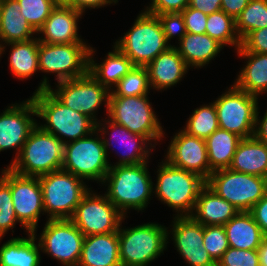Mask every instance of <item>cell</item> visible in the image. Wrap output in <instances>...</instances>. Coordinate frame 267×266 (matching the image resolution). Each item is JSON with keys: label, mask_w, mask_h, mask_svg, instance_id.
<instances>
[{"label": "cell", "mask_w": 267, "mask_h": 266, "mask_svg": "<svg viewBox=\"0 0 267 266\" xmlns=\"http://www.w3.org/2000/svg\"><path fill=\"white\" fill-rule=\"evenodd\" d=\"M188 7L209 15L221 10V0H189Z\"/></svg>", "instance_id": "48"}, {"label": "cell", "mask_w": 267, "mask_h": 266, "mask_svg": "<svg viewBox=\"0 0 267 266\" xmlns=\"http://www.w3.org/2000/svg\"><path fill=\"white\" fill-rule=\"evenodd\" d=\"M109 163L97 129L87 137L64 144L62 169L83 180L101 184L110 169Z\"/></svg>", "instance_id": "10"}, {"label": "cell", "mask_w": 267, "mask_h": 266, "mask_svg": "<svg viewBox=\"0 0 267 266\" xmlns=\"http://www.w3.org/2000/svg\"><path fill=\"white\" fill-rule=\"evenodd\" d=\"M250 0H221V10L236 19Z\"/></svg>", "instance_id": "49"}, {"label": "cell", "mask_w": 267, "mask_h": 266, "mask_svg": "<svg viewBox=\"0 0 267 266\" xmlns=\"http://www.w3.org/2000/svg\"><path fill=\"white\" fill-rule=\"evenodd\" d=\"M148 95H110L107 116L130 132L144 136L155 147L165 137V132Z\"/></svg>", "instance_id": "8"}, {"label": "cell", "mask_w": 267, "mask_h": 266, "mask_svg": "<svg viewBox=\"0 0 267 266\" xmlns=\"http://www.w3.org/2000/svg\"><path fill=\"white\" fill-rule=\"evenodd\" d=\"M154 195L159 201L171 207L176 216H191L200 190L206 181L199 175L171 165L168 161L160 162L157 169Z\"/></svg>", "instance_id": "3"}, {"label": "cell", "mask_w": 267, "mask_h": 266, "mask_svg": "<svg viewBox=\"0 0 267 266\" xmlns=\"http://www.w3.org/2000/svg\"><path fill=\"white\" fill-rule=\"evenodd\" d=\"M42 90H49L66 107L87 115L96 124L100 121L97 119L96 113L102 104L105 105L106 115H108L111 91L89 72L75 79L57 82L55 89L51 88L48 77L44 75L35 92Z\"/></svg>", "instance_id": "5"}, {"label": "cell", "mask_w": 267, "mask_h": 266, "mask_svg": "<svg viewBox=\"0 0 267 266\" xmlns=\"http://www.w3.org/2000/svg\"><path fill=\"white\" fill-rule=\"evenodd\" d=\"M170 44L171 39L177 36L178 41L187 33L182 13H165L157 15Z\"/></svg>", "instance_id": "42"}, {"label": "cell", "mask_w": 267, "mask_h": 266, "mask_svg": "<svg viewBox=\"0 0 267 266\" xmlns=\"http://www.w3.org/2000/svg\"><path fill=\"white\" fill-rule=\"evenodd\" d=\"M181 13L188 33L205 34L208 15L188 6Z\"/></svg>", "instance_id": "45"}, {"label": "cell", "mask_w": 267, "mask_h": 266, "mask_svg": "<svg viewBox=\"0 0 267 266\" xmlns=\"http://www.w3.org/2000/svg\"><path fill=\"white\" fill-rule=\"evenodd\" d=\"M21 7V14L30 26L38 32L45 20L55 8L51 0H17Z\"/></svg>", "instance_id": "39"}, {"label": "cell", "mask_w": 267, "mask_h": 266, "mask_svg": "<svg viewBox=\"0 0 267 266\" xmlns=\"http://www.w3.org/2000/svg\"><path fill=\"white\" fill-rule=\"evenodd\" d=\"M37 109L30 98L21 103H14L5 108L0 114V152L15 149V157L8 167L19 156L24 143L31 131L37 126Z\"/></svg>", "instance_id": "16"}, {"label": "cell", "mask_w": 267, "mask_h": 266, "mask_svg": "<svg viewBox=\"0 0 267 266\" xmlns=\"http://www.w3.org/2000/svg\"><path fill=\"white\" fill-rule=\"evenodd\" d=\"M0 176V240L19 223L11 196V169L7 166Z\"/></svg>", "instance_id": "37"}, {"label": "cell", "mask_w": 267, "mask_h": 266, "mask_svg": "<svg viewBox=\"0 0 267 266\" xmlns=\"http://www.w3.org/2000/svg\"><path fill=\"white\" fill-rule=\"evenodd\" d=\"M90 190L77 205L70 219L84 236L118 232L124 216L105 194Z\"/></svg>", "instance_id": "14"}, {"label": "cell", "mask_w": 267, "mask_h": 266, "mask_svg": "<svg viewBox=\"0 0 267 266\" xmlns=\"http://www.w3.org/2000/svg\"><path fill=\"white\" fill-rule=\"evenodd\" d=\"M217 266H259L258 251L229 247L217 262Z\"/></svg>", "instance_id": "41"}, {"label": "cell", "mask_w": 267, "mask_h": 266, "mask_svg": "<svg viewBox=\"0 0 267 266\" xmlns=\"http://www.w3.org/2000/svg\"><path fill=\"white\" fill-rule=\"evenodd\" d=\"M96 129L100 134H102L101 136L107 158L109 157L108 150L111 146L113 147L115 142L118 144L117 147L123 146L121 149L122 151L119 152L121 153L119 156L120 160H118L115 164L109 163L110 166L136 165L148 162L149 156L155 148L144 136L130 132L127 128L114 123L108 117L107 120L106 118L103 120L101 119V121L96 124ZM107 135L109 136L108 138Z\"/></svg>", "instance_id": "18"}, {"label": "cell", "mask_w": 267, "mask_h": 266, "mask_svg": "<svg viewBox=\"0 0 267 266\" xmlns=\"http://www.w3.org/2000/svg\"><path fill=\"white\" fill-rule=\"evenodd\" d=\"M236 52L239 58L246 59V64L240 69L234 85L259 98L260 95L267 93V53Z\"/></svg>", "instance_id": "28"}, {"label": "cell", "mask_w": 267, "mask_h": 266, "mask_svg": "<svg viewBox=\"0 0 267 266\" xmlns=\"http://www.w3.org/2000/svg\"><path fill=\"white\" fill-rule=\"evenodd\" d=\"M206 185L239 211H250L267 193V178L229 168L212 172Z\"/></svg>", "instance_id": "11"}, {"label": "cell", "mask_w": 267, "mask_h": 266, "mask_svg": "<svg viewBox=\"0 0 267 266\" xmlns=\"http://www.w3.org/2000/svg\"><path fill=\"white\" fill-rule=\"evenodd\" d=\"M78 266H121L118 232L85 236Z\"/></svg>", "instance_id": "23"}, {"label": "cell", "mask_w": 267, "mask_h": 266, "mask_svg": "<svg viewBox=\"0 0 267 266\" xmlns=\"http://www.w3.org/2000/svg\"><path fill=\"white\" fill-rule=\"evenodd\" d=\"M96 50L90 46L88 72L110 91L134 67L132 61L115 45L103 62L96 63L93 54Z\"/></svg>", "instance_id": "26"}, {"label": "cell", "mask_w": 267, "mask_h": 266, "mask_svg": "<svg viewBox=\"0 0 267 266\" xmlns=\"http://www.w3.org/2000/svg\"><path fill=\"white\" fill-rule=\"evenodd\" d=\"M239 210L205 185L199 192L192 217L203 226L224 225Z\"/></svg>", "instance_id": "24"}, {"label": "cell", "mask_w": 267, "mask_h": 266, "mask_svg": "<svg viewBox=\"0 0 267 266\" xmlns=\"http://www.w3.org/2000/svg\"><path fill=\"white\" fill-rule=\"evenodd\" d=\"M83 14L71 7H55L37 34L46 44L86 43L78 35V21ZM44 35V37H43Z\"/></svg>", "instance_id": "21"}, {"label": "cell", "mask_w": 267, "mask_h": 266, "mask_svg": "<svg viewBox=\"0 0 267 266\" xmlns=\"http://www.w3.org/2000/svg\"><path fill=\"white\" fill-rule=\"evenodd\" d=\"M179 46H174L180 56L184 59L188 68H203L208 65L220 51L224 48L208 34L186 33L178 42Z\"/></svg>", "instance_id": "25"}, {"label": "cell", "mask_w": 267, "mask_h": 266, "mask_svg": "<svg viewBox=\"0 0 267 266\" xmlns=\"http://www.w3.org/2000/svg\"><path fill=\"white\" fill-rule=\"evenodd\" d=\"M241 137L218 128L205 139L208 162L212 172L229 168Z\"/></svg>", "instance_id": "33"}, {"label": "cell", "mask_w": 267, "mask_h": 266, "mask_svg": "<svg viewBox=\"0 0 267 266\" xmlns=\"http://www.w3.org/2000/svg\"><path fill=\"white\" fill-rule=\"evenodd\" d=\"M17 0H2L0 16V45L25 42L38 36L21 14Z\"/></svg>", "instance_id": "30"}, {"label": "cell", "mask_w": 267, "mask_h": 266, "mask_svg": "<svg viewBox=\"0 0 267 266\" xmlns=\"http://www.w3.org/2000/svg\"><path fill=\"white\" fill-rule=\"evenodd\" d=\"M55 7H71V0H51Z\"/></svg>", "instance_id": "52"}, {"label": "cell", "mask_w": 267, "mask_h": 266, "mask_svg": "<svg viewBox=\"0 0 267 266\" xmlns=\"http://www.w3.org/2000/svg\"><path fill=\"white\" fill-rule=\"evenodd\" d=\"M189 4V0H151L143 11L159 15L165 13H181Z\"/></svg>", "instance_id": "44"}, {"label": "cell", "mask_w": 267, "mask_h": 266, "mask_svg": "<svg viewBox=\"0 0 267 266\" xmlns=\"http://www.w3.org/2000/svg\"><path fill=\"white\" fill-rule=\"evenodd\" d=\"M63 153L64 143L37 125L9 168L20 175L39 177L62 169Z\"/></svg>", "instance_id": "7"}, {"label": "cell", "mask_w": 267, "mask_h": 266, "mask_svg": "<svg viewBox=\"0 0 267 266\" xmlns=\"http://www.w3.org/2000/svg\"><path fill=\"white\" fill-rule=\"evenodd\" d=\"M259 266H267V237L262 241L261 245L257 248Z\"/></svg>", "instance_id": "51"}, {"label": "cell", "mask_w": 267, "mask_h": 266, "mask_svg": "<svg viewBox=\"0 0 267 266\" xmlns=\"http://www.w3.org/2000/svg\"><path fill=\"white\" fill-rule=\"evenodd\" d=\"M205 33L224 47L229 45L237 50L241 46L235 19L222 10L208 15Z\"/></svg>", "instance_id": "34"}, {"label": "cell", "mask_w": 267, "mask_h": 266, "mask_svg": "<svg viewBox=\"0 0 267 266\" xmlns=\"http://www.w3.org/2000/svg\"><path fill=\"white\" fill-rule=\"evenodd\" d=\"M218 128L217 112L211 102L194 109L182 130L191 136L206 139Z\"/></svg>", "instance_id": "35"}, {"label": "cell", "mask_w": 267, "mask_h": 266, "mask_svg": "<svg viewBox=\"0 0 267 266\" xmlns=\"http://www.w3.org/2000/svg\"><path fill=\"white\" fill-rule=\"evenodd\" d=\"M31 99L37 117L45 121V124L37 125L64 144L87 137L96 130V123L91 118L66 107L49 90L34 92Z\"/></svg>", "instance_id": "2"}, {"label": "cell", "mask_w": 267, "mask_h": 266, "mask_svg": "<svg viewBox=\"0 0 267 266\" xmlns=\"http://www.w3.org/2000/svg\"><path fill=\"white\" fill-rule=\"evenodd\" d=\"M1 4H2V0H0V16H1Z\"/></svg>", "instance_id": "53"}, {"label": "cell", "mask_w": 267, "mask_h": 266, "mask_svg": "<svg viewBox=\"0 0 267 266\" xmlns=\"http://www.w3.org/2000/svg\"><path fill=\"white\" fill-rule=\"evenodd\" d=\"M151 87L146 67L134 66L111 90L110 95L142 96L150 93Z\"/></svg>", "instance_id": "38"}, {"label": "cell", "mask_w": 267, "mask_h": 266, "mask_svg": "<svg viewBox=\"0 0 267 266\" xmlns=\"http://www.w3.org/2000/svg\"><path fill=\"white\" fill-rule=\"evenodd\" d=\"M118 3V0H71V8L84 15L86 9H95Z\"/></svg>", "instance_id": "47"}, {"label": "cell", "mask_w": 267, "mask_h": 266, "mask_svg": "<svg viewBox=\"0 0 267 266\" xmlns=\"http://www.w3.org/2000/svg\"><path fill=\"white\" fill-rule=\"evenodd\" d=\"M236 51H248L253 53H267V27L250 32L242 41Z\"/></svg>", "instance_id": "43"}, {"label": "cell", "mask_w": 267, "mask_h": 266, "mask_svg": "<svg viewBox=\"0 0 267 266\" xmlns=\"http://www.w3.org/2000/svg\"><path fill=\"white\" fill-rule=\"evenodd\" d=\"M203 246L217 263L228 250L229 243L223 225L204 226Z\"/></svg>", "instance_id": "40"}, {"label": "cell", "mask_w": 267, "mask_h": 266, "mask_svg": "<svg viewBox=\"0 0 267 266\" xmlns=\"http://www.w3.org/2000/svg\"><path fill=\"white\" fill-rule=\"evenodd\" d=\"M47 219H71L77 205L90 190L82 178L63 169L38 177Z\"/></svg>", "instance_id": "9"}, {"label": "cell", "mask_w": 267, "mask_h": 266, "mask_svg": "<svg viewBox=\"0 0 267 266\" xmlns=\"http://www.w3.org/2000/svg\"><path fill=\"white\" fill-rule=\"evenodd\" d=\"M223 226L232 248L257 250L266 238L249 211H239Z\"/></svg>", "instance_id": "27"}, {"label": "cell", "mask_w": 267, "mask_h": 266, "mask_svg": "<svg viewBox=\"0 0 267 266\" xmlns=\"http://www.w3.org/2000/svg\"><path fill=\"white\" fill-rule=\"evenodd\" d=\"M11 196L22 229L36 233L39 218L45 213L38 177L20 175L11 169Z\"/></svg>", "instance_id": "17"}, {"label": "cell", "mask_w": 267, "mask_h": 266, "mask_svg": "<svg viewBox=\"0 0 267 266\" xmlns=\"http://www.w3.org/2000/svg\"><path fill=\"white\" fill-rule=\"evenodd\" d=\"M7 46H11L8 61L12 75L22 81L24 79L28 80V78H31V76L39 71V40L37 37L25 42H12L0 45V57L5 53Z\"/></svg>", "instance_id": "32"}, {"label": "cell", "mask_w": 267, "mask_h": 266, "mask_svg": "<svg viewBox=\"0 0 267 266\" xmlns=\"http://www.w3.org/2000/svg\"><path fill=\"white\" fill-rule=\"evenodd\" d=\"M88 43L46 44L39 42V72L55 74L57 82L75 79L88 72Z\"/></svg>", "instance_id": "13"}, {"label": "cell", "mask_w": 267, "mask_h": 266, "mask_svg": "<svg viewBox=\"0 0 267 266\" xmlns=\"http://www.w3.org/2000/svg\"><path fill=\"white\" fill-rule=\"evenodd\" d=\"M229 169L267 178V145L254 136L242 139Z\"/></svg>", "instance_id": "29"}, {"label": "cell", "mask_w": 267, "mask_h": 266, "mask_svg": "<svg viewBox=\"0 0 267 266\" xmlns=\"http://www.w3.org/2000/svg\"><path fill=\"white\" fill-rule=\"evenodd\" d=\"M146 69L151 89L161 92L181 82L189 70L174 46L159 54Z\"/></svg>", "instance_id": "22"}, {"label": "cell", "mask_w": 267, "mask_h": 266, "mask_svg": "<svg viewBox=\"0 0 267 266\" xmlns=\"http://www.w3.org/2000/svg\"><path fill=\"white\" fill-rule=\"evenodd\" d=\"M148 162L136 165L110 166L103 182L106 197L126 216L128 209L143 212L153 198V185Z\"/></svg>", "instance_id": "1"}, {"label": "cell", "mask_w": 267, "mask_h": 266, "mask_svg": "<svg viewBox=\"0 0 267 266\" xmlns=\"http://www.w3.org/2000/svg\"><path fill=\"white\" fill-rule=\"evenodd\" d=\"M219 128L242 139L254 136L258 97L250 95L234 84L213 100Z\"/></svg>", "instance_id": "12"}, {"label": "cell", "mask_w": 267, "mask_h": 266, "mask_svg": "<svg viewBox=\"0 0 267 266\" xmlns=\"http://www.w3.org/2000/svg\"><path fill=\"white\" fill-rule=\"evenodd\" d=\"M39 238L41 251L63 266H78L84 241L83 233L70 219H47Z\"/></svg>", "instance_id": "15"}, {"label": "cell", "mask_w": 267, "mask_h": 266, "mask_svg": "<svg viewBox=\"0 0 267 266\" xmlns=\"http://www.w3.org/2000/svg\"><path fill=\"white\" fill-rule=\"evenodd\" d=\"M165 160L171 165L195 173L207 181L212 173L205 139L179 130L167 148Z\"/></svg>", "instance_id": "20"}, {"label": "cell", "mask_w": 267, "mask_h": 266, "mask_svg": "<svg viewBox=\"0 0 267 266\" xmlns=\"http://www.w3.org/2000/svg\"><path fill=\"white\" fill-rule=\"evenodd\" d=\"M113 43L134 66L146 67L171 45L167 42L162 24L156 15L141 11L123 37Z\"/></svg>", "instance_id": "4"}, {"label": "cell", "mask_w": 267, "mask_h": 266, "mask_svg": "<svg viewBox=\"0 0 267 266\" xmlns=\"http://www.w3.org/2000/svg\"><path fill=\"white\" fill-rule=\"evenodd\" d=\"M172 229L167 230V240L172 241L177 252L189 266H217L203 244L204 226L192 216H175ZM170 231V232H169Z\"/></svg>", "instance_id": "19"}, {"label": "cell", "mask_w": 267, "mask_h": 266, "mask_svg": "<svg viewBox=\"0 0 267 266\" xmlns=\"http://www.w3.org/2000/svg\"><path fill=\"white\" fill-rule=\"evenodd\" d=\"M259 109L260 108L258 107L256 112L254 137L267 145V109L262 118L261 116L259 117Z\"/></svg>", "instance_id": "50"}, {"label": "cell", "mask_w": 267, "mask_h": 266, "mask_svg": "<svg viewBox=\"0 0 267 266\" xmlns=\"http://www.w3.org/2000/svg\"><path fill=\"white\" fill-rule=\"evenodd\" d=\"M267 237V193L249 211Z\"/></svg>", "instance_id": "46"}, {"label": "cell", "mask_w": 267, "mask_h": 266, "mask_svg": "<svg viewBox=\"0 0 267 266\" xmlns=\"http://www.w3.org/2000/svg\"><path fill=\"white\" fill-rule=\"evenodd\" d=\"M118 230L121 266H148L167 249L168 227L159 223H142Z\"/></svg>", "instance_id": "6"}, {"label": "cell", "mask_w": 267, "mask_h": 266, "mask_svg": "<svg viewBox=\"0 0 267 266\" xmlns=\"http://www.w3.org/2000/svg\"><path fill=\"white\" fill-rule=\"evenodd\" d=\"M235 21L241 41L250 32L267 27V0H250Z\"/></svg>", "instance_id": "36"}, {"label": "cell", "mask_w": 267, "mask_h": 266, "mask_svg": "<svg viewBox=\"0 0 267 266\" xmlns=\"http://www.w3.org/2000/svg\"><path fill=\"white\" fill-rule=\"evenodd\" d=\"M28 237H12L0 247V266H41L40 245L36 233Z\"/></svg>", "instance_id": "31"}]
</instances>
